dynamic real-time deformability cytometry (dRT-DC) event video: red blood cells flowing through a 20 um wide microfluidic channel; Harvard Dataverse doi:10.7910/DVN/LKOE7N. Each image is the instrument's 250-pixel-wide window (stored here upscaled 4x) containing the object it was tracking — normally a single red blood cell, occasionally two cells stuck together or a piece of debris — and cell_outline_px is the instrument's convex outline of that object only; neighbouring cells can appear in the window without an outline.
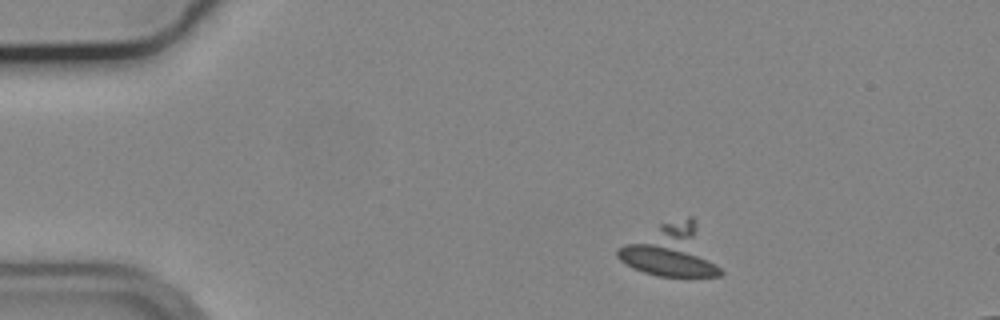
{"species": "common noctule bat (a hibernating species)", "species_latin": "Nyctalus noctula", "temperature_condition": "cold", "stored_images_in_passage": 23, "camera_frame_rate_fps": 3000, "um_per_image_px": 0.085, "animal": {"sex": "male", "body_mass_g": 19.2, "forearm_length_mm": 51.8}, "frame": {"image": 1, "passage_image": 11, "time_ms": 3.333, "image_size_px": [1000, 320], "cell_outline_px": [[724, 272], [720, 276], [656, 276], [644, 272], [620, 260], [616, 256], [616, 248], [660, 224], [688, 216], [692, 216]], "centroid_in_image_um": [57.09, 21.34], "position_along_channel_um": 27.9, "area_um2": 30.69}}
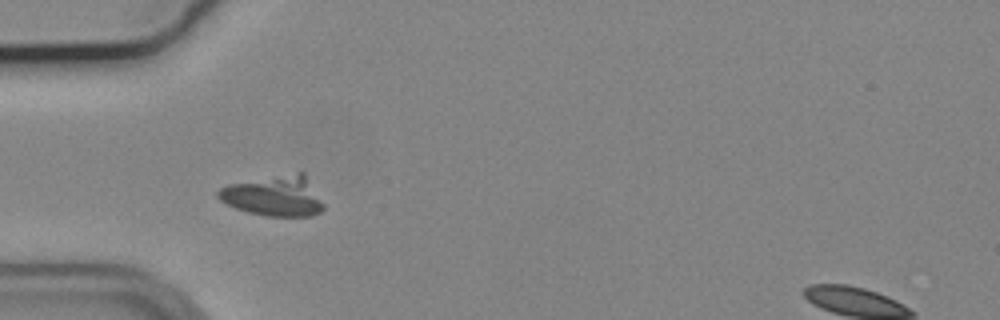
{"frame": {"image": 2, "passage_image": 19, "time_ms": 6.0, "image_size_px": [1000, 320], "cell_outline_px": [[324, 208], [320, 212], [312, 216], [264, 216], [248, 212], [236, 208], [220, 200], [216, 196], [216, 192], [220, 188], [228, 184], [300, 172], [304, 172], [324, 204]], "centroid_in_image_um": [23.3, 16.67], "position_along_channel_um": 61.7, "area_um2": 24.62}}
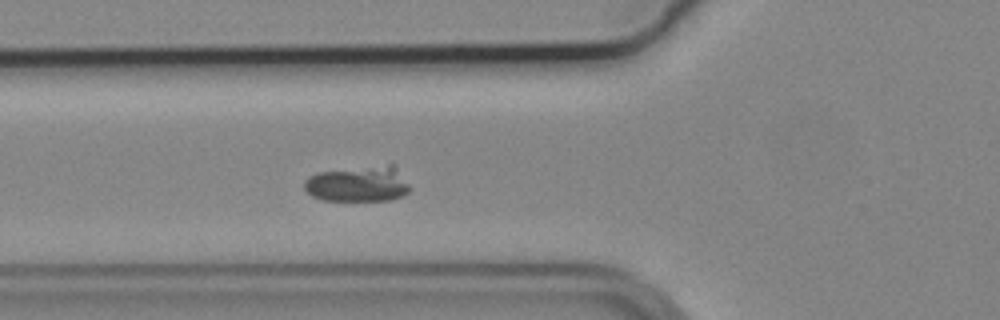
{"frame": {"image": 3, "passage_image": 22, "time_ms": 7.0, "image_size_px": [1000, 320], "cell_outline_px": [[412, 188], [404, 196], [392, 200], [320, 200], [312, 196], [304, 188], [304, 180], [308, 176], [316, 172], [388, 164], [392, 164], [396, 168]], "centroid_in_image_um": [30.44, 15.64], "position_along_channel_um": 95.4, "area_um2": 22.14}}